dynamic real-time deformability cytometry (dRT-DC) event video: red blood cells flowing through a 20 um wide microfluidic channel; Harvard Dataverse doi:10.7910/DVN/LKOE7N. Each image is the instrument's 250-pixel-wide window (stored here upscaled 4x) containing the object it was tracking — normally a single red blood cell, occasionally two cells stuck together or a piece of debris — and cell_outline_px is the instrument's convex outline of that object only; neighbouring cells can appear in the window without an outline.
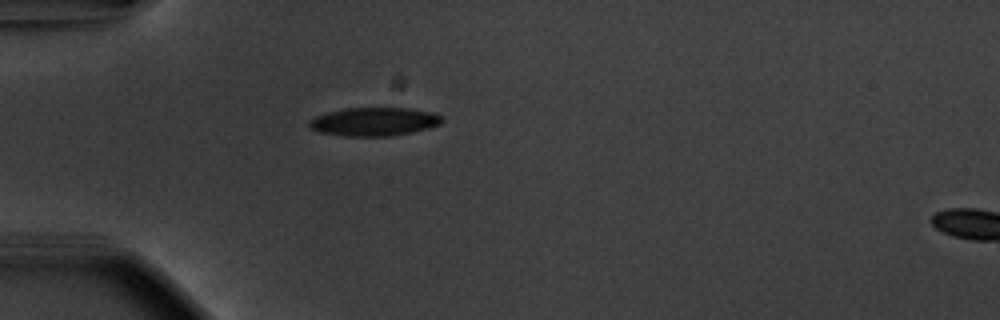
{"species": "common noctule bat (a hibernating species)", "species_latin": "Nyctalus noctula", "temperature_condition": "warm", "stored_images_in_passage": 39, "camera_frame_rate_fps": 3000, "um_per_image_px": 0.085, "animal": {"sex": "male", "body_mass_g": 20.1, "forearm_length_mm": 53.5}, "frame": {"image": 1, "passage_image": 1, "time_ms": 0.0, "image_size_px": [1000, 320], "cell_outline_px": [[444, 120], [440, 124], [428, 128], [412, 132], [392, 136], [344, 136], [320, 132], [312, 128], [308, 124], [316, 116], [328, 112], [344, 108], [408, 108], [432, 112], [444, 116]], "centroid_in_image_um": [31.86, 10.34], "position_along_channel_um": 53.1, "area_um2": 21.96}}
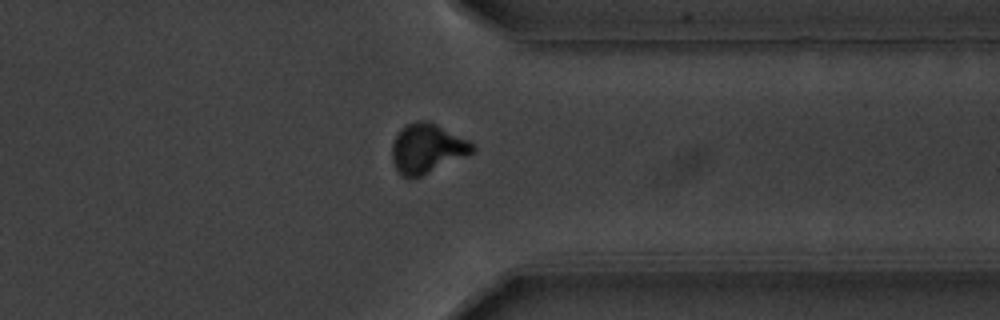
{"frame": {"image": 2, "passage_image": 28, "time_ms": 9.0, "image_size_px": [1000, 320], "cell_outline_px": [[476, 148], [468, 156], [420, 176], [408, 180], [400, 176], [392, 160], [392, 144], [400, 128], [416, 120], [428, 120], [468, 140]], "centroid_in_image_um": [36.28, 12.64], "position_along_channel_um": 375.1, "area_um2": 23.29}}
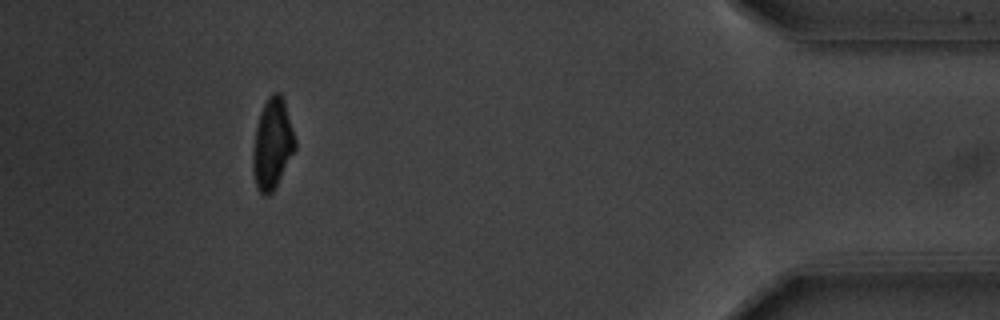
{"frame": {"image": 3, "passage_image": 35, "time_ms": 11.333, "image_size_px": [1000, 320], "cell_outline_px": [[296, 148], [272, 192], [268, 196], [264, 196], [256, 188], [252, 168], [252, 152], [256, 128], [260, 112], [268, 96], [272, 92], [280, 92], [284, 96], [296, 140]], "centroid_in_image_um": [23.15, 12.2], "position_along_channel_um": 412.1, "area_um2": 22.48}, "authors_computed_cell_mechanics": {"area_um2": 22.5998, "velocity_mm_per_s": 3.7297, "shape_relaxation_time_tau1_ms": 2.7962, "shape_relaxation_time_tau2_ms": 1.9005, "deformation_change_tau1": 0.1543, "deformation_change_tau2": 0.067}}